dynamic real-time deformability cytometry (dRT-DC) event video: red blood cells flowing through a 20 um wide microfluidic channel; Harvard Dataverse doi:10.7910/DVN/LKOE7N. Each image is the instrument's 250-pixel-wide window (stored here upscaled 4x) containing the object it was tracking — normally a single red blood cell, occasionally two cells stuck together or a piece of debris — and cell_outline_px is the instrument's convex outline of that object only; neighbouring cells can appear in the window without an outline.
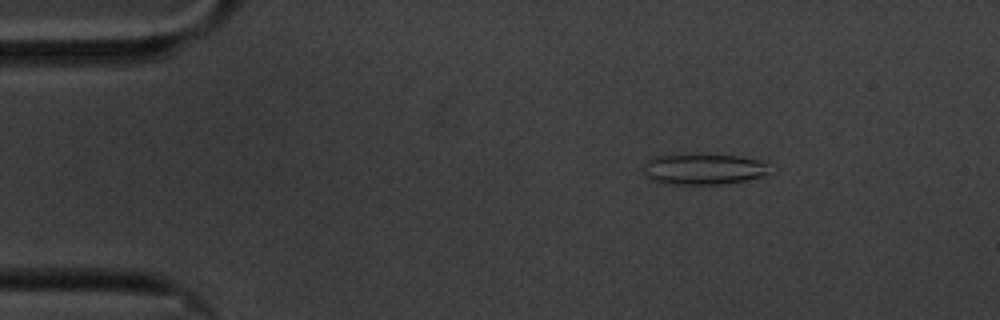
{"species": "common noctule bat (a hibernating species)", "species_latin": "Nyctalus noctula", "temperature_condition": "cold", "stored_images_in_passage": 59, "camera_frame_rate_fps": 3000, "um_per_image_px": 0.085, "animal": {"sex": "male", "body_mass_g": 20.1, "forearm_length_mm": 53.5}, "frame": {"image": 1, "passage_image": 9, "time_ms": 2.667, "image_size_px": [1000, 320], "cell_outline_px": [[768, 172], [760, 176], [744, 180], [724, 184], [672, 184], [648, 180], [644, 172], [644, 164], [652, 156], [740, 156], [768, 160]], "centroid_in_image_um": [59.81, 14.39], "position_along_channel_um": 25.2, "area_um2": 22.31}}
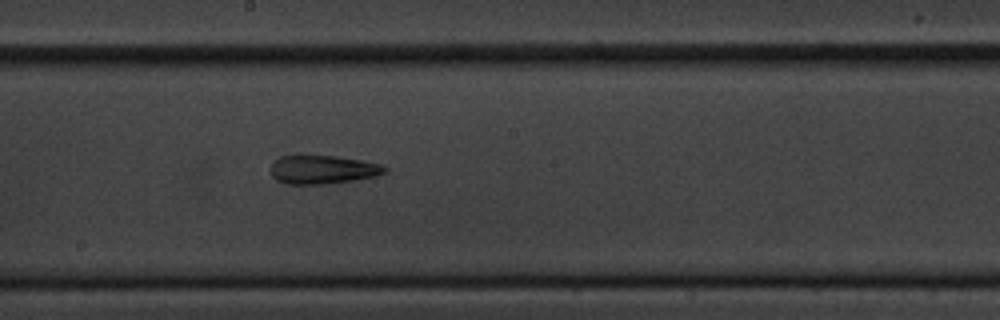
{"frame": {"image": 2, "passage_image": 32, "time_ms": 10.333, "image_size_px": [1000, 320], "cell_outline_px": [[388, 172], [376, 176], [352, 180], [324, 184], [284, 184], [276, 180], [272, 176], [272, 164], [280, 156], [336, 156], [360, 160], [380, 164], [388, 168]], "centroid_in_image_um": [27.45, 14.42], "position_along_channel_um": 220.8, "area_um2": 18.84}}
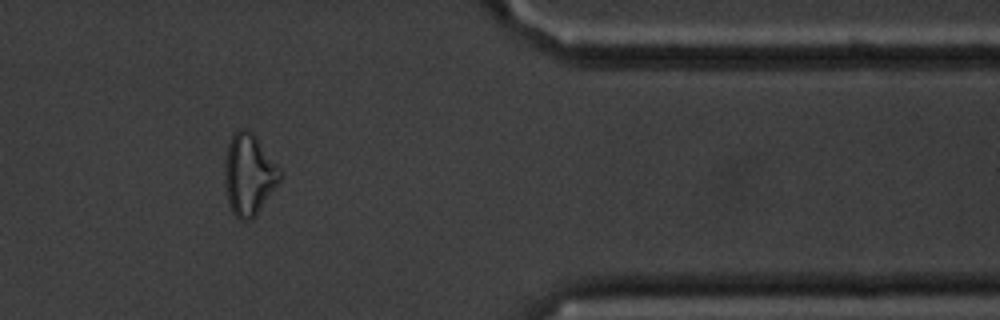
{"frame": {"image": 3, "passage_image": 49, "time_ms": 16.0, "image_size_px": [1000, 320], "cell_outline_px": [[284, 176], [256, 216], [252, 220], [240, 220], [232, 212], [228, 200], [224, 184], [224, 160], [228, 144], [232, 136], [240, 128], [248, 128], [252, 132], [284, 172]], "centroid_in_image_um": [21.18, 14.85], "position_along_channel_um": 390.2, "area_um2": 26.65}, "authors_computed_cell_mechanics": {"area_um2": 20.808, "velocity_mm_per_s": 3.374, "shape_relaxation_time_tau1_ms": null, "shape_relaxation_time_tau2_ms": 9.0308, "deformation_change_tau1": null, "deformation_change_tau2": 0.2214}}